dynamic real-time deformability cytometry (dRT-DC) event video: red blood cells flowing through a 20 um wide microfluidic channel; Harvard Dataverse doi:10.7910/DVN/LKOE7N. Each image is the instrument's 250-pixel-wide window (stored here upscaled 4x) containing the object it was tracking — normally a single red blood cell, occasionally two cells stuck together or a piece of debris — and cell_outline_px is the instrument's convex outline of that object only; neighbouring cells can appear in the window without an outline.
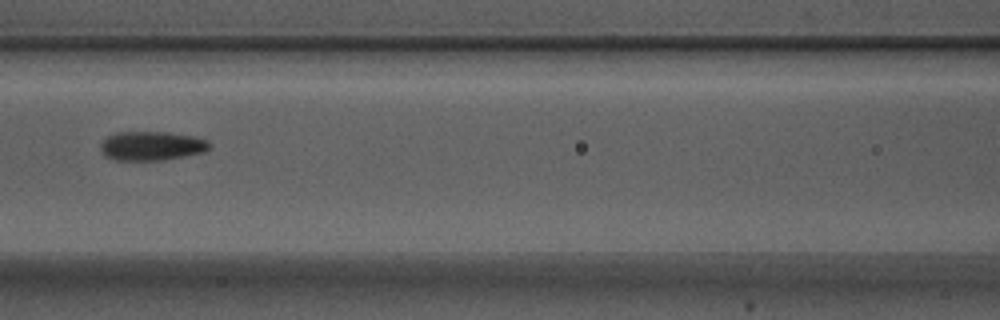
{"species": "Egyptian fruit bat (a non-hibernating species)", "species_latin": "Rousettus aegyptiacus", "temperature_condition": "warm", "stored_images_in_passage": 8, "camera_frame_rate_fps": 3000, "um_per_image_px": 0.085, "animal": {"sex": "male"}, "frame": {"image": 1, "passage_image": 5, "time_ms": 1.333, "image_size_px": [1000, 320], "cell_outline_px": [[212, 144], [204, 152], [184, 156], [160, 160], [116, 160], [104, 156], [100, 148], [104, 140], [108, 136], [116, 132], [164, 132], [192, 136], [204, 140]], "centroid_in_image_um": [12.85, 12.4], "position_along_channel_um": 153.7, "area_um2": 18.21}}
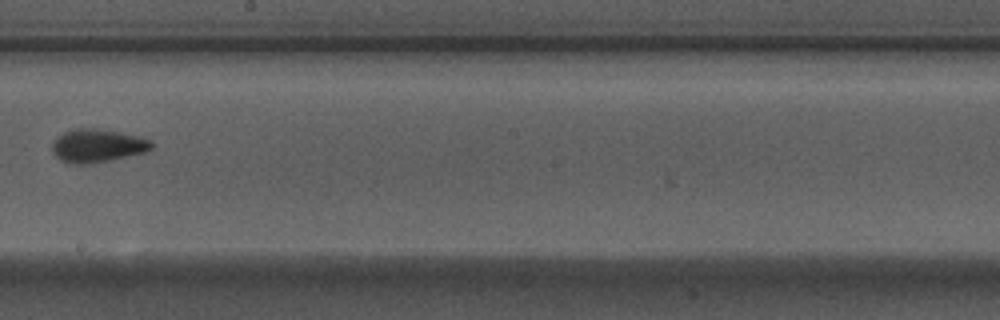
{"frame": {"image": 2, "passage_image": 7, "time_ms": 2.0, "image_size_px": [1000, 320], "cell_outline_px": [[156, 144], [152, 148], [144, 152], [108, 160], [88, 164], [68, 164], [60, 160], [52, 152], [52, 144], [64, 132], [72, 128], [96, 128], [120, 132], [140, 136]], "centroid_in_image_um": [8.27, 12.38], "position_along_channel_um": 239.9, "area_um2": 19.19}}
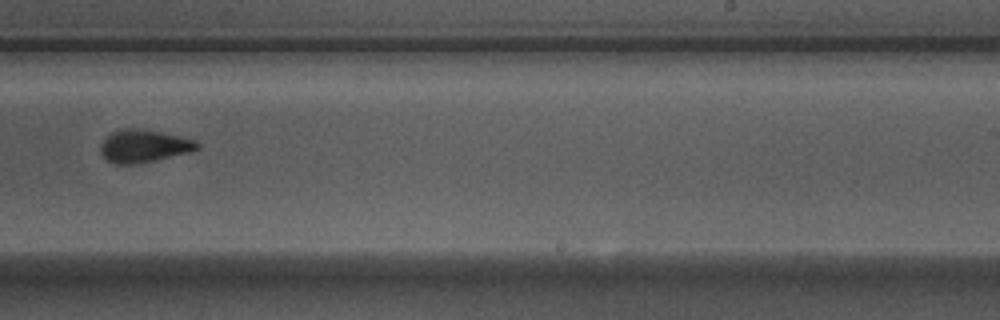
{"frame": {"image": 3, "passage_image": 8, "time_ms": 2.333, "image_size_px": [1000, 320], "cell_outline_px": [[200, 148], [192, 152], [156, 160], [136, 164], [116, 164], [108, 160], [100, 152], [100, 144], [112, 132], [128, 128], [132, 128], [160, 132], [196, 140], [200, 144]], "centroid_in_image_um": [12.26, 12.43], "position_along_channel_um": 276.7, "area_um2": 18.26}}